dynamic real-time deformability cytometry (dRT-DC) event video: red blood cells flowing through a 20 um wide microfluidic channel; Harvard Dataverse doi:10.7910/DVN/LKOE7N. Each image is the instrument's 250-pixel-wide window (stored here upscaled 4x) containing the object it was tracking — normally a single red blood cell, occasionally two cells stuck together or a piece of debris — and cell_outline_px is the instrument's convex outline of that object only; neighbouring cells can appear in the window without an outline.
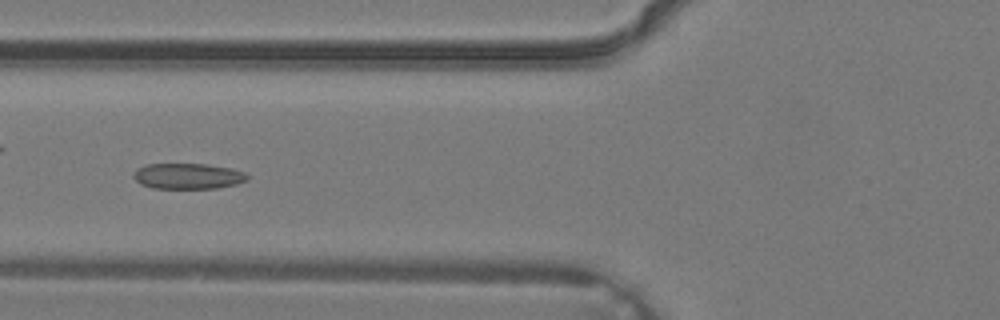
{"species": "common noctule bat (a hibernating species)", "species_latin": "Nyctalus noctula", "temperature_condition": "warm", "stored_images_in_passage": 4, "camera_frame_rate_fps": 3000, "um_per_image_px": 0.085, "animal": {"sex": "male", "body_mass_g": 19.2, "forearm_length_mm": 51.8}, "frame": {"image": 1, "passage_image": 4, "time_ms": 1.0, "image_size_px": [1000, 320], "cell_outline_px": [[248, 180], [236, 184], [216, 188], [152, 188], [140, 184], [132, 176], [136, 168], [148, 164], [208, 164], [232, 168], [244, 172], [248, 176]], "centroid_in_image_um": [15.97, 14.96], "position_along_channel_um": 109.8, "area_um2": 17.11}}